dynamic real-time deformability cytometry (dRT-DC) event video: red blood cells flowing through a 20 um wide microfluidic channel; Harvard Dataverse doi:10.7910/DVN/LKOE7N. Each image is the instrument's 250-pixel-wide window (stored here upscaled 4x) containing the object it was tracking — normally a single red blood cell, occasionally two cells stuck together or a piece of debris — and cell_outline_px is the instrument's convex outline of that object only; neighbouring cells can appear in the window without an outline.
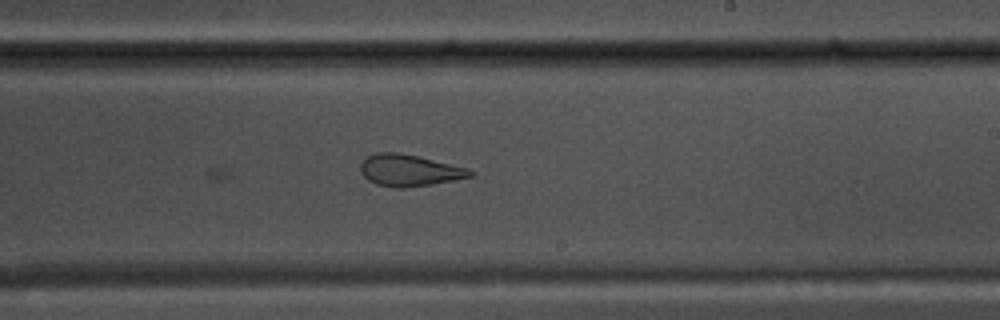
{"species": "common noctule bat (a hibernating species)", "species_latin": "Nyctalus noctula", "temperature_condition": "warm", "stored_images_in_passage": 29, "camera_frame_rate_fps": 3000, "um_per_image_px": 0.085, "animal": {"sex": "male", "body_mass_g": 17.5, "forearm_length_mm": 52.3}, "frame": {"image": 1, "passage_image": 29, "time_ms": 9.333, "image_size_px": [1000, 320], "cell_outline_px": [[472, 176], [432, 184], [408, 188], [396, 188], [376, 184], [368, 180], [364, 176], [360, 168], [360, 164], [368, 156], [376, 152], [396, 152], [420, 156], [468, 168], [472, 172]], "centroid_in_image_um": [34.77, 14.48], "position_along_channel_um": 254.2, "area_um2": 20.17}}